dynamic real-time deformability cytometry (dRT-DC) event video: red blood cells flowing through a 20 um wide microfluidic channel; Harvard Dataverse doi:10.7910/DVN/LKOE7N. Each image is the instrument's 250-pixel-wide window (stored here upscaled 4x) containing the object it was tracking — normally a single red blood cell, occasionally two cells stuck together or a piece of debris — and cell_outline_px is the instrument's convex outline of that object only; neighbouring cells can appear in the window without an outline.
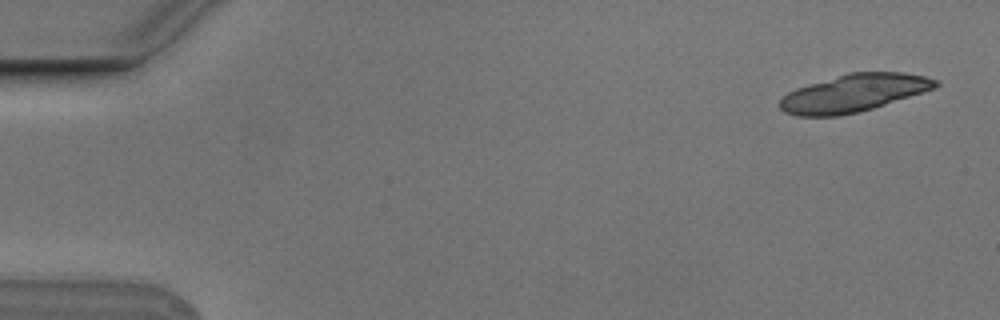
{"species": "Egyptian fruit bat (a non-hibernating species)", "species_latin": "Rousettus aegyptiacus", "temperature_condition": "cold", "stored_images_in_passage": 5, "camera_frame_rate_fps": 3000, "um_per_image_px": 0.085, "animal": {"sex": "male"}, "frame": {"image": 1, "passage_image": 1, "time_ms": 0.0, "image_size_px": [1000, 320], "cell_outline_px": [[940, 84], [936, 88], [872, 108], [856, 112], [836, 116], [796, 116], [784, 112], [780, 108], [780, 100], [788, 92], [796, 88], [808, 84], [848, 72], [904, 72], [924, 76], [940, 80]], "centroid_in_image_um": [72.57, 7.9], "position_along_channel_um": 12.4, "area_um2": 33.99}}